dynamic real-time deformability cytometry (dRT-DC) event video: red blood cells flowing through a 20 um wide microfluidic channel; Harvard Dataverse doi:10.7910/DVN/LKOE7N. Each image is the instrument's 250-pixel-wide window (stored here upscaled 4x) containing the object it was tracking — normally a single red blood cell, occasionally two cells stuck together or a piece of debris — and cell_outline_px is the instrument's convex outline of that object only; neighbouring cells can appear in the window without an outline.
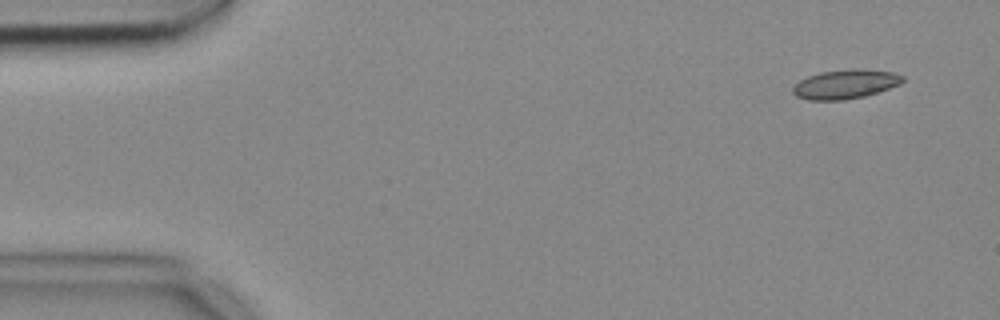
{"species": "common noctule bat (a hibernating species)", "species_latin": "Nyctalus noctula", "temperature_condition": "cold", "stored_images_in_passage": 5, "camera_frame_rate_fps": 3000, "um_per_image_px": 0.085, "animal": {"sex": "female", "body_mass_g": 18.4}, "frame": {"image": 1, "passage_image": 1, "time_ms": 0.0, "image_size_px": [1000, 320], "cell_outline_px": [[904, 80], [900, 84], [864, 96], [844, 100], [808, 100], [796, 96], [792, 92], [792, 88], [800, 80], [808, 76], [820, 72], [852, 68], [860, 68], [892, 72], [904, 76]], "centroid_in_image_um": [71.84, 7.14], "position_along_channel_um": 13.2, "area_um2": 18.67}}
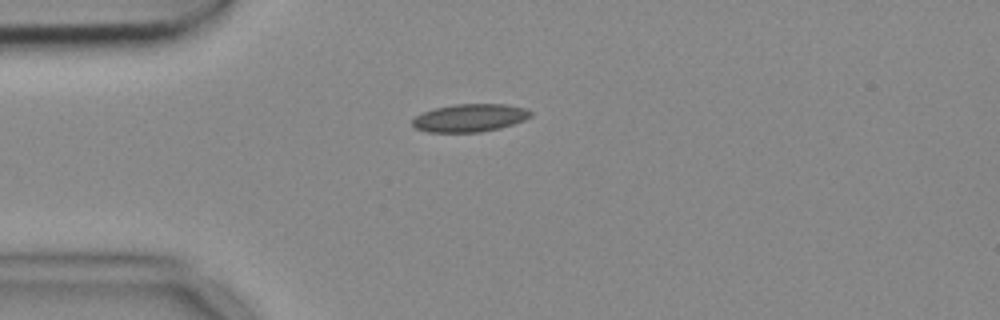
{"frame": {"image": 2, "passage_image": 3, "time_ms": 0.667, "image_size_px": [1000, 320], "cell_outline_px": [[532, 116], [524, 120], [500, 128], [480, 132], [428, 132], [416, 128], [412, 124], [412, 120], [416, 116], [424, 112], [436, 108], [456, 104], [504, 104], [528, 108], [532, 112]], "centroid_in_image_um": [39.97, 10.02], "position_along_channel_um": 45.0, "area_um2": 19.13}}